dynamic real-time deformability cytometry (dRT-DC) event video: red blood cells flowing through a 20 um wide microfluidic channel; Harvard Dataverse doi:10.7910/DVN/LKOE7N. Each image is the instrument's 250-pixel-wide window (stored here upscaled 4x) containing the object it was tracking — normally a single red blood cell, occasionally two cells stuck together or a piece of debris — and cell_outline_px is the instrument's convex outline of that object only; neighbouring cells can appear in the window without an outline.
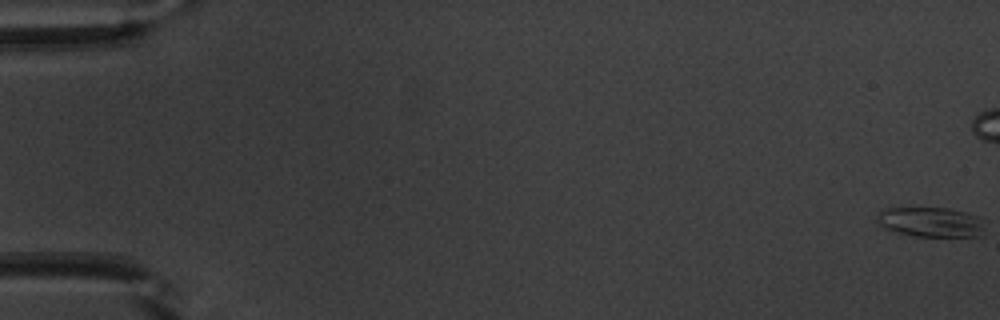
{"species": "common noctule bat (a hibernating species)", "species_latin": "Nyctalus noctula", "temperature_condition": "warm", "stored_images_in_passage": 18, "camera_frame_rate_fps": 3000, "um_per_image_px": 0.085, "animal": {"sex": "male", "body_mass_g": 20.1, "forearm_length_mm": 53.5}, "frame": {"image": 1, "passage_image": 1, "time_ms": 0.0, "image_size_px": [1000, 320], "cell_outline_px": [[984, 236], [916, 236], [896, 232], [884, 228], [876, 220], [876, 212], [884, 208], [948, 208], [980, 216], [984, 220]], "centroid_in_image_um": [79.13, 18.87], "position_along_channel_um": 5.9, "area_um2": 19.02}}